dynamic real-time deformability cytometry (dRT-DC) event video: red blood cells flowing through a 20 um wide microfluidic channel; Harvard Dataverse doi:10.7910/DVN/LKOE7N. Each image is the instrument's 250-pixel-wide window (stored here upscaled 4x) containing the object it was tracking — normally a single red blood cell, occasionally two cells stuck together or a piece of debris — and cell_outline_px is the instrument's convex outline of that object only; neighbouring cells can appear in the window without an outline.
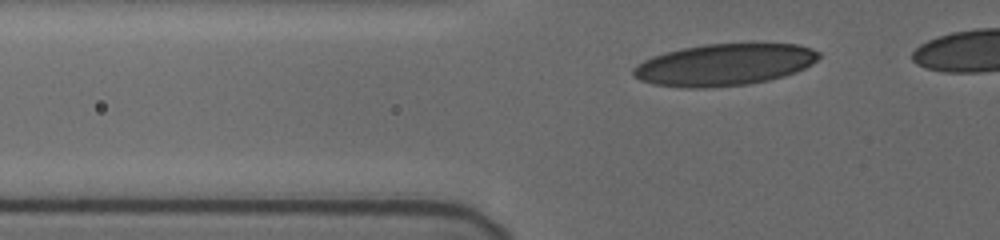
{"species": "human", "species_latin": "Homo sapiens", "temperature_condition": "cold", "stored_images_in_passage": 36, "camera_frame_rate_fps": 3000, "um_per_image_px": 0.085, "donor": {"sex": "female"}, "frame": {"image": 1, "passage_image": 7, "time_ms": 2.0, "image_size_px": [1000, 240], "cell_outline_px": [[820, 56], [812, 64], [796, 72], [784, 76], [768, 80], [748, 84], [704, 88], [684, 88], [652, 84], [640, 80], [632, 76], [632, 68], [636, 64], [652, 56], [684, 48], [704, 44], [796, 44], [812, 48], [820, 52]], "centroid_in_image_um": [61.54, 5.51], "position_along_channel_um": 64.3, "area_um2": 45.2}}
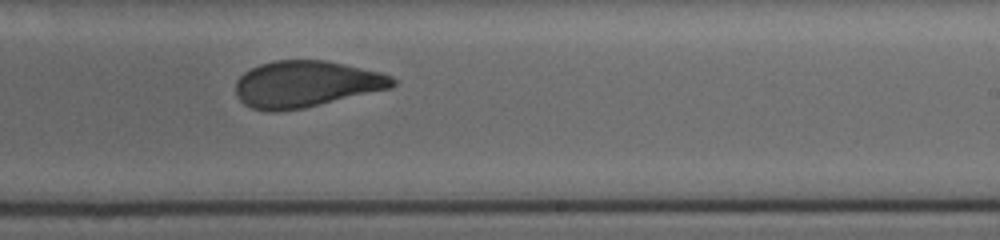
{"frame": {"image": 2, "passage_image": 24, "time_ms": 7.667, "image_size_px": [1000, 240], "cell_outline_px": [[396, 84], [392, 88], [304, 108], [276, 112], [268, 112], [252, 108], [244, 104], [236, 96], [236, 80], [244, 72], [260, 64], [272, 60], [324, 60], [344, 64], [380, 72], [392, 76], [396, 80]], "centroid_in_image_um": [26.0, 7.15], "position_along_channel_um": 263.0, "area_um2": 42.66}}
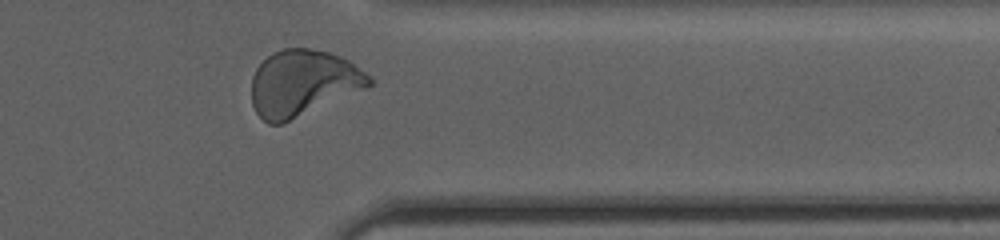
{"frame": {"image": 3, "passage_image": 34, "time_ms": 11.0, "image_size_px": [1000, 240], "cell_outline_px": [[372, 84], [368, 88], [280, 124], [268, 124], [256, 112], [252, 104], [252, 76], [256, 68], [272, 52], [284, 48], [308, 48], [328, 52], [340, 56], [348, 60], [364, 72], [372, 80]], "centroid_in_image_um": [25.73, 7.05], "position_along_channel_um": 385.7, "area_um2": 45.03}, "authors_computed_cell_mechanics": {"area_um2": 43.2922, "velocity_mm_per_s": 3.7344, "shape_relaxation_time_tau1_ms": null, "shape_relaxation_time_tau2_ms": 1.2184, "deformation_change_tau1": null, "deformation_change_tau2": 0.0843}}